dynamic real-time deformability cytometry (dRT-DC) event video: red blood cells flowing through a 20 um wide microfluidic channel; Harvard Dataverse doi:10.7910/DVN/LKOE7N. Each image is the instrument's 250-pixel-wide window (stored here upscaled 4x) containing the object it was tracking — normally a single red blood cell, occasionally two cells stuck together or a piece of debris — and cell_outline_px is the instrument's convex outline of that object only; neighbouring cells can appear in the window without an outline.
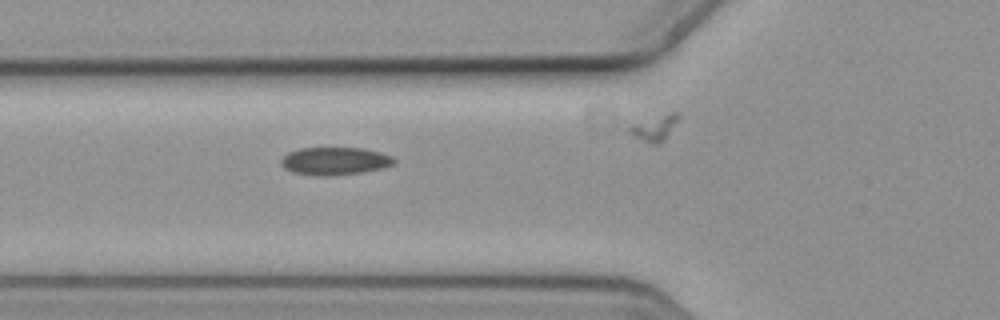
{"species": "common noctule bat (a hibernating species)", "species_latin": "Nyctalus noctula", "temperature_condition": "cold", "stored_images_in_passage": 31, "camera_frame_rate_fps": 3000, "um_per_image_px": 0.085, "animal": {"sex": "female", "body_mass_g": 19.3, "forearm_length_mm": 54.1}, "frame": {"image": 1, "passage_image": 7, "time_ms": 2.0, "image_size_px": [1000, 320], "cell_outline_px": [[396, 164], [384, 168], [364, 172], [332, 176], [320, 176], [292, 172], [284, 168], [280, 164], [280, 160], [288, 152], [300, 148], [364, 148], [380, 152], [392, 156], [396, 160]], "centroid_in_image_um": [28.49, 13.69], "position_along_channel_um": 97.3, "area_um2": 18.55}}
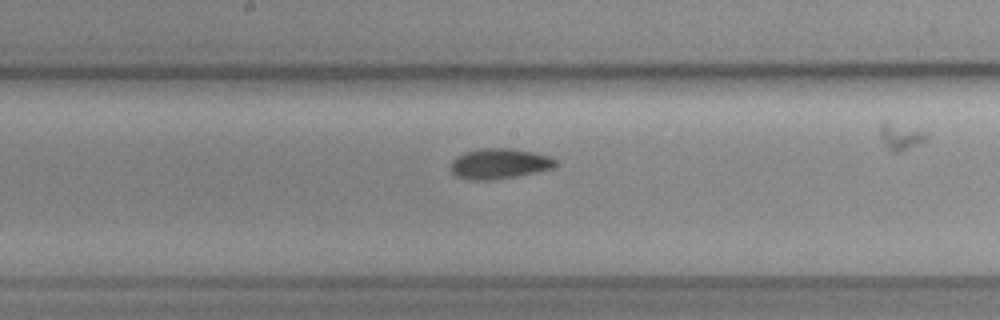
{"frame": {"image": 2, "passage_image": 16, "time_ms": 5.0, "image_size_px": [1000, 320], "cell_outline_px": [[556, 164], [552, 168], [536, 172], [516, 176], [492, 180], [472, 180], [456, 176], [448, 168], [452, 160], [456, 156], [464, 152], [480, 148], [512, 148], [552, 156], [556, 160]], "centroid_in_image_um": [42.4, 13.9], "position_along_channel_um": 205.8, "area_um2": 18.73}}
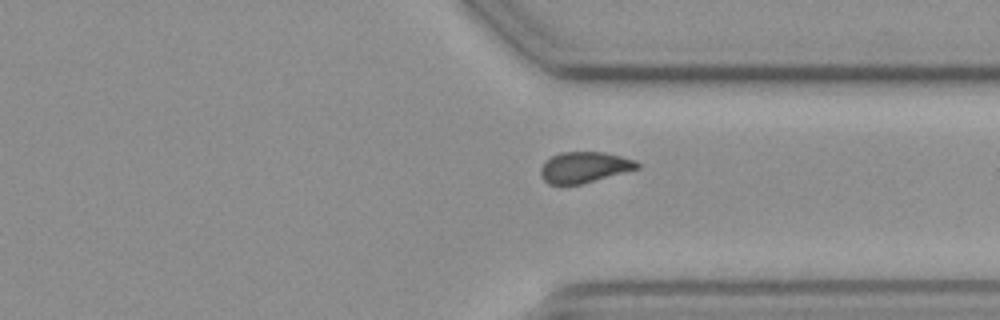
{"frame": {"image": 3, "passage_image": 29, "time_ms": 9.333, "image_size_px": [1000, 320], "cell_outline_px": [[640, 168], [580, 184], [548, 184], [544, 180], [540, 172], [540, 168], [552, 156], [560, 152], [604, 152], [636, 160], [640, 164]], "centroid_in_image_um": [49.69, 14.21], "position_along_channel_um": 361.7, "area_um2": 17.17}}